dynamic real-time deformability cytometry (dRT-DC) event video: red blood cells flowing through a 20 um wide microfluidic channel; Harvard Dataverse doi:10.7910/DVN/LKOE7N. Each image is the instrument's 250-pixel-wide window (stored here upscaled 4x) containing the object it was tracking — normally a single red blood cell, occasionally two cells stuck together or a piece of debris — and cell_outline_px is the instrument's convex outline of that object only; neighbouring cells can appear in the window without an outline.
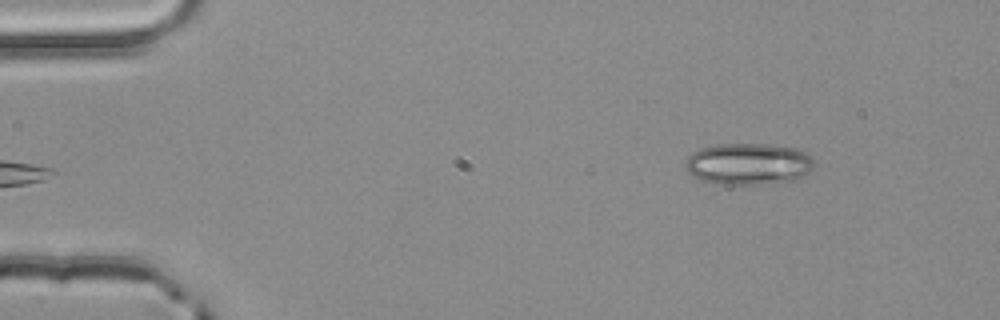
{"species": "common noctule bat (a hibernating species)", "species_latin": "Nyctalus noctula", "temperature_condition": "room temperature", "stored_images_in_passage": 4, "segment_of_instrument_passage": [2, 2], "camera_frame_rate_fps": 3000, "um_per_image_px": 0.085, "animal": {"sex": "male", "body_mass_g": 20.4}, "frame": {"image": 1, "passage_image": 4, "time_ms": 1.0, "image_size_px": [1000, 320], "cell_outline_px": [[812, 168], [800, 180], [760, 184], [712, 184], [700, 180], [692, 176], [684, 168], [684, 160], [692, 152], [700, 148], [720, 144], [768, 144], [800, 148], [812, 156]], "centroid_in_image_um": [63.6, 13.94], "position_along_channel_um": 21.4, "area_um2": 31.85}}